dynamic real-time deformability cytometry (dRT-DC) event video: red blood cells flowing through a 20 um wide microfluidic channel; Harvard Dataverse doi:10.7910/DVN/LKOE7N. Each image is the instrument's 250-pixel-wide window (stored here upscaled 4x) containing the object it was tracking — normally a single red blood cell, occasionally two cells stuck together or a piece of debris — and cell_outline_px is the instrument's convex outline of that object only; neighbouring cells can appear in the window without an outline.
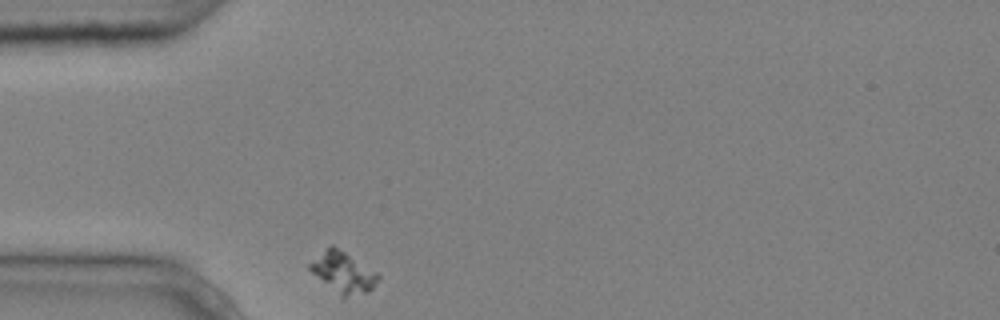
{"species": "common noctule bat (a hibernating species)", "species_latin": "Nyctalus noctula", "temperature_condition": "cold", "stored_images_in_passage": 2, "camera_frame_rate_fps": 3000, "um_per_image_px": 0.085, "animal": {"sex": "male", "body_mass_g": 20.4}, "frame": {"image": 1, "passage_image": 1, "time_ms": 0.0, "image_size_px": [1000, 320], "cell_outline_px": [[380, 276], [372, 288], [368, 292], [344, 296], [340, 296], [312, 272], [308, 268], [308, 264], [332, 244], [376, 272]], "centroid_in_image_um": [29.16, 23.15], "position_along_channel_um": 55.8, "area_um2": 15.49}}